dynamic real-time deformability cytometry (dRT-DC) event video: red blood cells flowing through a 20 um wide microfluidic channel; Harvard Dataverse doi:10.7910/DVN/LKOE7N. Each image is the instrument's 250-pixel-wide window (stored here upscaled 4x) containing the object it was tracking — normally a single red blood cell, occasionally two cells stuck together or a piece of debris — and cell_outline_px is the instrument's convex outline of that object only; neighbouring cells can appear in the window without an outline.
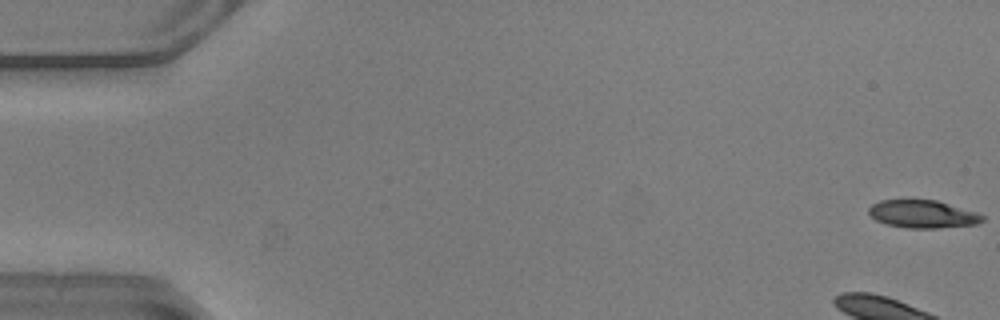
{"species": "common noctule bat (a hibernating species)", "species_latin": "Nyctalus noctula", "temperature_condition": "warm", "stored_images_in_passage": 52, "camera_frame_rate_fps": 3000, "um_per_image_px": 0.085, "animal": {"sex": "male", "body_mass_g": 20.5, "forearm_length_mm": 52.5}, "frame": {"image": 1, "passage_image": 1, "time_ms": 0.0, "image_size_px": [1000, 320], "cell_outline_px": [[984, 220], [976, 224], [936, 228], [908, 228], [888, 224], [876, 220], [868, 212], [868, 208], [872, 204], [880, 200], [908, 196], [912, 196], [936, 200], [976, 212], [984, 216]], "centroid_in_image_um": [78.37, 18.13], "position_along_channel_um": 6.6, "area_um2": 19.07}}